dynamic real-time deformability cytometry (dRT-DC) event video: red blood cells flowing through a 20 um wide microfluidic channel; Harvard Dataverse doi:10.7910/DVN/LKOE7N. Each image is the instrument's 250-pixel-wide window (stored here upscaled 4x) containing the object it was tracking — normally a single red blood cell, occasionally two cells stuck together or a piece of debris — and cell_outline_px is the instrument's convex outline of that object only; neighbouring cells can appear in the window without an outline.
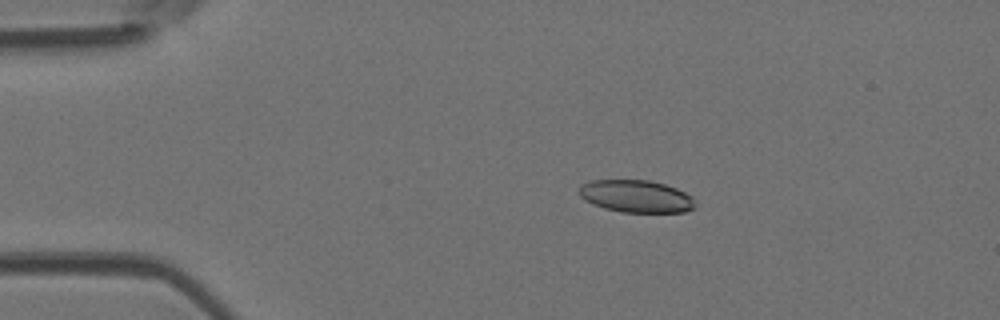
{"species": "Egyptian fruit bat (a non-hibernating species)", "species_latin": "Rousettus aegyptiacus", "temperature_condition": "room temperature", "stored_images_in_passage": 6, "camera_frame_rate_fps": 3000, "um_per_image_px": 0.085, "animal": {"sex": "female"}, "frame": {"image": 1, "passage_image": 3, "time_ms": 0.667, "image_size_px": [1000, 320], "cell_outline_px": [[696, 208], [684, 212], [620, 212], [604, 208], [592, 204], [584, 200], [580, 196], [580, 184], [592, 180], [648, 180], [664, 184], [676, 188], [692, 196], [696, 204]], "centroid_in_image_um": [54.08, 16.69], "position_along_channel_um": 30.9, "area_um2": 22.02}}
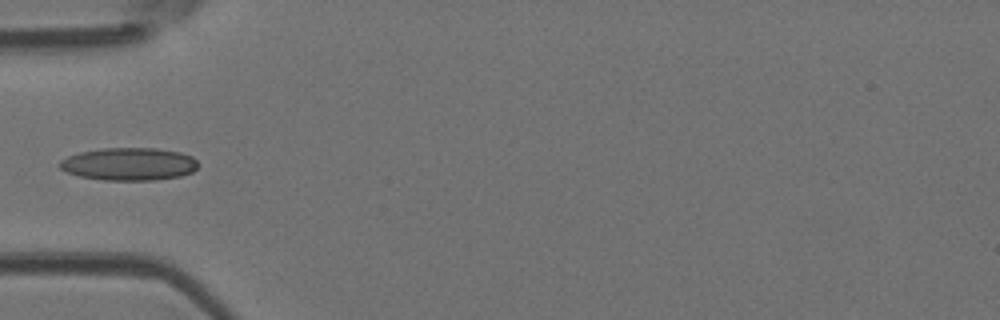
{"frame": {"image": 2, "passage_image": 5, "time_ms": 1.333, "image_size_px": [1000, 320], "cell_outline_px": [[200, 164], [192, 172], [180, 176], [156, 180], [104, 180], [80, 176], [68, 172], [60, 168], [56, 164], [60, 160], [68, 156], [80, 152], [100, 148], [156, 148], [180, 152], [192, 156]], "centroid_in_image_um": [10.97, 13.94], "position_along_channel_um": 74.0, "area_um2": 26.53}}
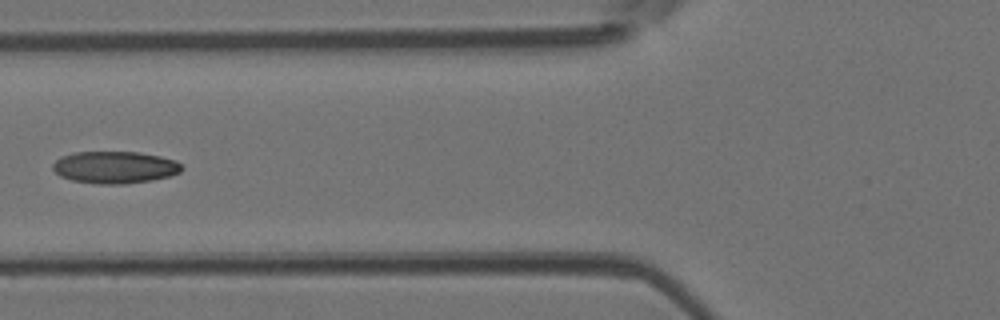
{"frame": {"image": 3, "passage_image": 6, "time_ms": 1.667, "image_size_px": [1000, 320], "cell_outline_px": [[184, 168], [180, 172], [168, 176], [152, 180], [124, 184], [96, 184], [72, 180], [60, 176], [52, 168], [52, 164], [60, 156], [72, 152], [140, 152], [160, 156], [176, 160]], "centroid_in_image_um": [9.75, 14.21], "position_along_channel_um": 116.1, "area_um2": 24.28}}